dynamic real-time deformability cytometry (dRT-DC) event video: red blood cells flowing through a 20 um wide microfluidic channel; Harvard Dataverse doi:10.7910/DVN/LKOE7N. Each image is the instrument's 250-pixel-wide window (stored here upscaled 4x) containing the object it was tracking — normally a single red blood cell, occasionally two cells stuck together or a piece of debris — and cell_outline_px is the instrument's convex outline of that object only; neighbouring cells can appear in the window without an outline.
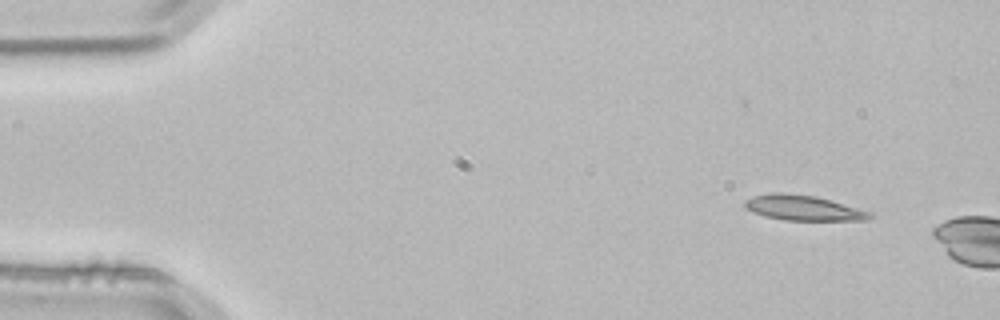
{"species": "common noctule bat (a hibernating species)", "species_latin": "Nyctalus noctula", "temperature_condition": "room temperature", "stored_images_in_passage": 3, "camera_frame_rate_fps": 3000, "um_per_image_px": 0.085, "animal": {"sex": "male", "body_mass_g": 21.5, "forearm_length_mm": 52.0}, "frame": {"image": 1, "passage_image": 1, "time_ms": 0.0, "image_size_px": [1000, 320], "cell_outline_px": [[872, 216], [868, 220], [784, 220], [764, 216], [748, 208], [744, 204], [744, 200], [752, 196], [772, 192], [784, 192], [816, 196], [872, 212]], "centroid_in_image_um": [68.28, 17.66], "position_along_channel_um": 16.7, "area_um2": 18.26}}